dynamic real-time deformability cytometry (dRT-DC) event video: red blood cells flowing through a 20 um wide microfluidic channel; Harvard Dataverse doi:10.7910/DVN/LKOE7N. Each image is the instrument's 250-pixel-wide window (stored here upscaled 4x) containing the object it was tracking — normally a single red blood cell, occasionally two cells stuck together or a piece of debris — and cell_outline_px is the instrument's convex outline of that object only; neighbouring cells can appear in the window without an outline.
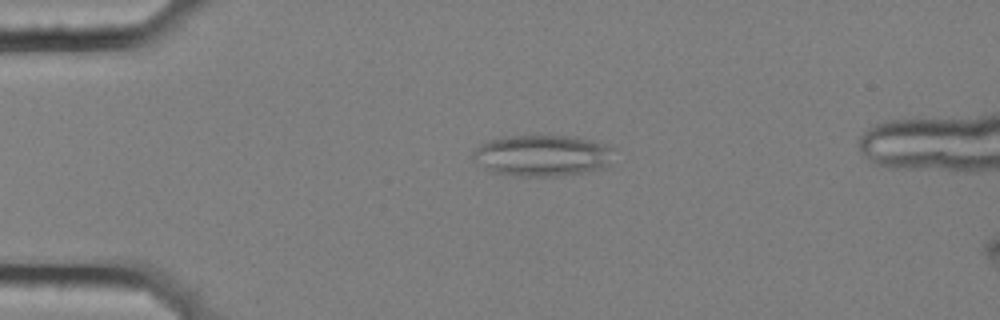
{"species": "common noctule bat (a hibernating species)", "species_latin": "Nyctalus noctula", "temperature_condition": "cold", "stored_images_in_passage": 45, "camera_frame_rate_fps": 3000, "um_per_image_px": 0.085, "animal": {"sex": "female", "body_mass_g": 25.1}, "frame": {"image": 1, "passage_image": 1, "time_ms": 0.0, "image_size_px": [1000, 320], "cell_outline_px": [[616, 148], [608, 164], [604, 168], [588, 172], [556, 176], [520, 176], [496, 172], [488, 168], [476, 160], [472, 156], [472, 152], [476, 148], [488, 140], [504, 136], [572, 136], [592, 140]], "centroid_in_image_um": [46.17, 13.21], "position_along_channel_um": 38.8, "area_um2": 33.76}}
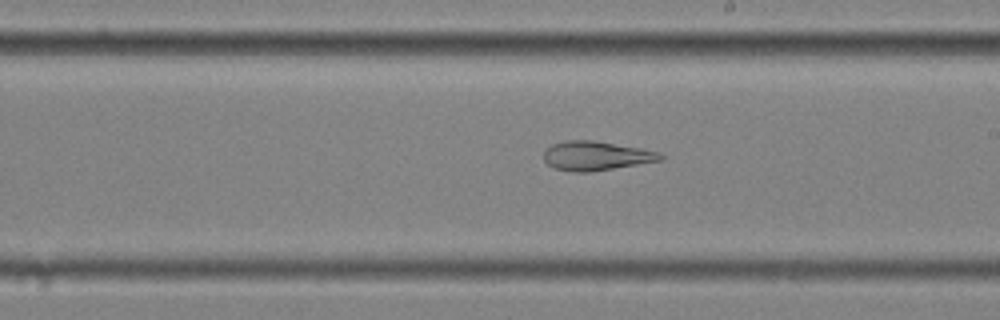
{"frame": {"image": 2, "passage_image": 21, "time_ms": 6.667, "image_size_px": [1000, 320], "cell_outline_px": [[664, 160], [588, 172], [572, 172], [556, 168], [548, 164], [544, 160], [544, 152], [552, 144], [568, 140], [592, 140], [640, 148], [660, 152], [664, 156]], "centroid_in_image_um": [50.69, 13.24], "position_along_channel_um": 238.3, "area_um2": 19.65}}
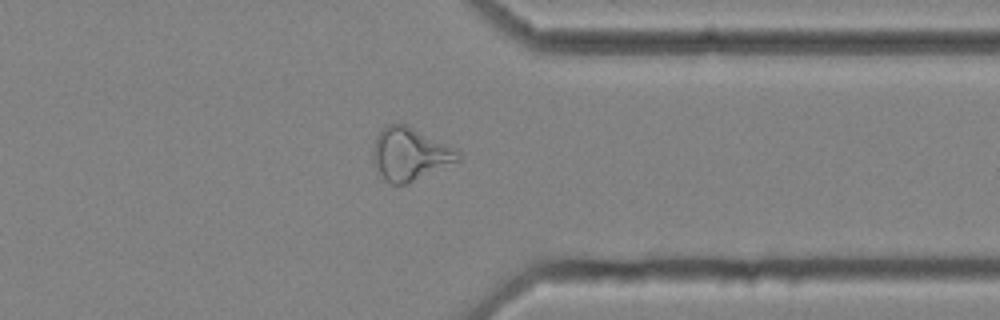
{"frame": {"image": 3, "passage_image": 33, "time_ms": 10.667, "image_size_px": [1000, 320], "cell_outline_px": [[460, 160], [408, 184], [392, 184], [376, 168], [372, 156], [372, 148], [376, 136], [388, 124], [408, 124], [456, 148], [460, 152]], "centroid_in_image_um": [34.87, 13.07], "position_along_channel_um": 376.5, "area_um2": 26.13}}